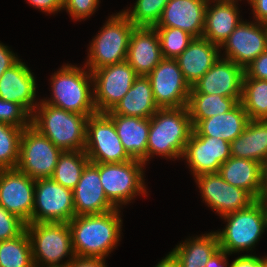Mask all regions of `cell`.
Masks as SVG:
<instances>
[{
    "instance_id": "obj_1",
    "label": "cell",
    "mask_w": 267,
    "mask_h": 267,
    "mask_svg": "<svg viewBox=\"0 0 267 267\" xmlns=\"http://www.w3.org/2000/svg\"><path fill=\"white\" fill-rule=\"evenodd\" d=\"M119 208L102 214L74 216L69 222L75 257L105 259L121 237Z\"/></svg>"
},
{
    "instance_id": "obj_2",
    "label": "cell",
    "mask_w": 267,
    "mask_h": 267,
    "mask_svg": "<svg viewBox=\"0 0 267 267\" xmlns=\"http://www.w3.org/2000/svg\"><path fill=\"white\" fill-rule=\"evenodd\" d=\"M193 126L188 108H159L150 118L147 161L154 154L165 158L182 157Z\"/></svg>"
},
{
    "instance_id": "obj_3",
    "label": "cell",
    "mask_w": 267,
    "mask_h": 267,
    "mask_svg": "<svg viewBox=\"0 0 267 267\" xmlns=\"http://www.w3.org/2000/svg\"><path fill=\"white\" fill-rule=\"evenodd\" d=\"M87 120L86 115L41 100L31 116V125L63 151H84Z\"/></svg>"
},
{
    "instance_id": "obj_4",
    "label": "cell",
    "mask_w": 267,
    "mask_h": 267,
    "mask_svg": "<svg viewBox=\"0 0 267 267\" xmlns=\"http://www.w3.org/2000/svg\"><path fill=\"white\" fill-rule=\"evenodd\" d=\"M88 72L74 65L62 66L57 73L51 76L52 99L43 101L87 117L96 114L93 91L90 90V86H93V78L89 69Z\"/></svg>"
},
{
    "instance_id": "obj_5",
    "label": "cell",
    "mask_w": 267,
    "mask_h": 267,
    "mask_svg": "<svg viewBox=\"0 0 267 267\" xmlns=\"http://www.w3.org/2000/svg\"><path fill=\"white\" fill-rule=\"evenodd\" d=\"M32 258L35 265L68 266L75 257L72 248V233L66 222H31L26 224ZM69 257L65 263L62 258ZM41 263V264H40Z\"/></svg>"
},
{
    "instance_id": "obj_6",
    "label": "cell",
    "mask_w": 267,
    "mask_h": 267,
    "mask_svg": "<svg viewBox=\"0 0 267 267\" xmlns=\"http://www.w3.org/2000/svg\"><path fill=\"white\" fill-rule=\"evenodd\" d=\"M135 26L122 13L112 15L104 24L89 48L84 67L93 72L101 67L127 60L130 35Z\"/></svg>"
},
{
    "instance_id": "obj_7",
    "label": "cell",
    "mask_w": 267,
    "mask_h": 267,
    "mask_svg": "<svg viewBox=\"0 0 267 267\" xmlns=\"http://www.w3.org/2000/svg\"><path fill=\"white\" fill-rule=\"evenodd\" d=\"M227 225L217 231L219 247L229 255L238 251L252 250L267 228L263 205L255 200L246 209L223 216Z\"/></svg>"
},
{
    "instance_id": "obj_8",
    "label": "cell",
    "mask_w": 267,
    "mask_h": 267,
    "mask_svg": "<svg viewBox=\"0 0 267 267\" xmlns=\"http://www.w3.org/2000/svg\"><path fill=\"white\" fill-rule=\"evenodd\" d=\"M139 160L99 163L100 181L107 199L116 207L127 204L136 195L146 192L143 167Z\"/></svg>"
},
{
    "instance_id": "obj_9",
    "label": "cell",
    "mask_w": 267,
    "mask_h": 267,
    "mask_svg": "<svg viewBox=\"0 0 267 267\" xmlns=\"http://www.w3.org/2000/svg\"><path fill=\"white\" fill-rule=\"evenodd\" d=\"M62 149L56 147L32 125L24 128L17 169L30 178H51Z\"/></svg>"
},
{
    "instance_id": "obj_10",
    "label": "cell",
    "mask_w": 267,
    "mask_h": 267,
    "mask_svg": "<svg viewBox=\"0 0 267 267\" xmlns=\"http://www.w3.org/2000/svg\"><path fill=\"white\" fill-rule=\"evenodd\" d=\"M84 152L92 163L133 160L124 149L113 120L106 113H96L88 117Z\"/></svg>"
},
{
    "instance_id": "obj_11",
    "label": "cell",
    "mask_w": 267,
    "mask_h": 267,
    "mask_svg": "<svg viewBox=\"0 0 267 267\" xmlns=\"http://www.w3.org/2000/svg\"><path fill=\"white\" fill-rule=\"evenodd\" d=\"M93 78V101L97 113L112 110L128 93L138 77L127 62L107 65L91 72Z\"/></svg>"
},
{
    "instance_id": "obj_12",
    "label": "cell",
    "mask_w": 267,
    "mask_h": 267,
    "mask_svg": "<svg viewBox=\"0 0 267 267\" xmlns=\"http://www.w3.org/2000/svg\"><path fill=\"white\" fill-rule=\"evenodd\" d=\"M75 216L73 190L52 178L35 179L31 222H66Z\"/></svg>"
},
{
    "instance_id": "obj_13",
    "label": "cell",
    "mask_w": 267,
    "mask_h": 267,
    "mask_svg": "<svg viewBox=\"0 0 267 267\" xmlns=\"http://www.w3.org/2000/svg\"><path fill=\"white\" fill-rule=\"evenodd\" d=\"M147 77L158 108L187 106L191 87L185 81L176 59L163 58Z\"/></svg>"
},
{
    "instance_id": "obj_14",
    "label": "cell",
    "mask_w": 267,
    "mask_h": 267,
    "mask_svg": "<svg viewBox=\"0 0 267 267\" xmlns=\"http://www.w3.org/2000/svg\"><path fill=\"white\" fill-rule=\"evenodd\" d=\"M203 201L223 217L246 209L255 199L244 189L226 182L218 173H204L195 177Z\"/></svg>"
},
{
    "instance_id": "obj_15",
    "label": "cell",
    "mask_w": 267,
    "mask_h": 267,
    "mask_svg": "<svg viewBox=\"0 0 267 267\" xmlns=\"http://www.w3.org/2000/svg\"><path fill=\"white\" fill-rule=\"evenodd\" d=\"M35 179L17 168L0 170V205L9 213L31 223Z\"/></svg>"
},
{
    "instance_id": "obj_16",
    "label": "cell",
    "mask_w": 267,
    "mask_h": 267,
    "mask_svg": "<svg viewBox=\"0 0 267 267\" xmlns=\"http://www.w3.org/2000/svg\"><path fill=\"white\" fill-rule=\"evenodd\" d=\"M225 57L245 69L255 58L267 50L266 24L241 21L222 43Z\"/></svg>"
},
{
    "instance_id": "obj_17",
    "label": "cell",
    "mask_w": 267,
    "mask_h": 267,
    "mask_svg": "<svg viewBox=\"0 0 267 267\" xmlns=\"http://www.w3.org/2000/svg\"><path fill=\"white\" fill-rule=\"evenodd\" d=\"M196 177L204 173H218L221 165L231 157L230 143L211 136H197L193 131L182 155Z\"/></svg>"
},
{
    "instance_id": "obj_18",
    "label": "cell",
    "mask_w": 267,
    "mask_h": 267,
    "mask_svg": "<svg viewBox=\"0 0 267 267\" xmlns=\"http://www.w3.org/2000/svg\"><path fill=\"white\" fill-rule=\"evenodd\" d=\"M244 69L233 61L219 58L191 87L190 93L241 98Z\"/></svg>"
},
{
    "instance_id": "obj_19",
    "label": "cell",
    "mask_w": 267,
    "mask_h": 267,
    "mask_svg": "<svg viewBox=\"0 0 267 267\" xmlns=\"http://www.w3.org/2000/svg\"><path fill=\"white\" fill-rule=\"evenodd\" d=\"M75 216L102 214L117 209L106 197L99 175V163L89 162L73 189Z\"/></svg>"
},
{
    "instance_id": "obj_20",
    "label": "cell",
    "mask_w": 267,
    "mask_h": 267,
    "mask_svg": "<svg viewBox=\"0 0 267 267\" xmlns=\"http://www.w3.org/2000/svg\"><path fill=\"white\" fill-rule=\"evenodd\" d=\"M35 97V77L19 60L0 77V99L21 105L32 116L38 106Z\"/></svg>"
},
{
    "instance_id": "obj_21",
    "label": "cell",
    "mask_w": 267,
    "mask_h": 267,
    "mask_svg": "<svg viewBox=\"0 0 267 267\" xmlns=\"http://www.w3.org/2000/svg\"><path fill=\"white\" fill-rule=\"evenodd\" d=\"M163 59L154 27H135L130 35L127 62L138 76H147Z\"/></svg>"
},
{
    "instance_id": "obj_22",
    "label": "cell",
    "mask_w": 267,
    "mask_h": 267,
    "mask_svg": "<svg viewBox=\"0 0 267 267\" xmlns=\"http://www.w3.org/2000/svg\"><path fill=\"white\" fill-rule=\"evenodd\" d=\"M208 0H170L154 27L179 28L194 38L202 37Z\"/></svg>"
},
{
    "instance_id": "obj_23",
    "label": "cell",
    "mask_w": 267,
    "mask_h": 267,
    "mask_svg": "<svg viewBox=\"0 0 267 267\" xmlns=\"http://www.w3.org/2000/svg\"><path fill=\"white\" fill-rule=\"evenodd\" d=\"M220 46L204 37L194 38L176 58L185 81L192 87L220 58Z\"/></svg>"
},
{
    "instance_id": "obj_24",
    "label": "cell",
    "mask_w": 267,
    "mask_h": 267,
    "mask_svg": "<svg viewBox=\"0 0 267 267\" xmlns=\"http://www.w3.org/2000/svg\"><path fill=\"white\" fill-rule=\"evenodd\" d=\"M106 114L113 120L118 137L129 156L146 164L150 119L114 114L111 110Z\"/></svg>"
},
{
    "instance_id": "obj_25",
    "label": "cell",
    "mask_w": 267,
    "mask_h": 267,
    "mask_svg": "<svg viewBox=\"0 0 267 267\" xmlns=\"http://www.w3.org/2000/svg\"><path fill=\"white\" fill-rule=\"evenodd\" d=\"M238 12L236 2L215 1L212 6L208 1L202 37L221 46L242 21Z\"/></svg>"
},
{
    "instance_id": "obj_26",
    "label": "cell",
    "mask_w": 267,
    "mask_h": 267,
    "mask_svg": "<svg viewBox=\"0 0 267 267\" xmlns=\"http://www.w3.org/2000/svg\"><path fill=\"white\" fill-rule=\"evenodd\" d=\"M249 120L248 114L239 102L227 113L200 120L192 131L197 136L216 137L231 143L242 134Z\"/></svg>"
},
{
    "instance_id": "obj_27",
    "label": "cell",
    "mask_w": 267,
    "mask_h": 267,
    "mask_svg": "<svg viewBox=\"0 0 267 267\" xmlns=\"http://www.w3.org/2000/svg\"><path fill=\"white\" fill-rule=\"evenodd\" d=\"M262 164L231 156L219 168L218 174L229 184L247 191L255 200L261 192Z\"/></svg>"
},
{
    "instance_id": "obj_28",
    "label": "cell",
    "mask_w": 267,
    "mask_h": 267,
    "mask_svg": "<svg viewBox=\"0 0 267 267\" xmlns=\"http://www.w3.org/2000/svg\"><path fill=\"white\" fill-rule=\"evenodd\" d=\"M158 109L149 78L138 76L128 93L111 111L114 114L150 119Z\"/></svg>"
},
{
    "instance_id": "obj_29",
    "label": "cell",
    "mask_w": 267,
    "mask_h": 267,
    "mask_svg": "<svg viewBox=\"0 0 267 267\" xmlns=\"http://www.w3.org/2000/svg\"><path fill=\"white\" fill-rule=\"evenodd\" d=\"M231 156L263 163L267 159V120H249L230 143Z\"/></svg>"
},
{
    "instance_id": "obj_30",
    "label": "cell",
    "mask_w": 267,
    "mask_h": 267,
    "mask_svg": "<svg viewBox=\"0 0 267 267\" xmlns=\"http://www.w3.org/2000/svg\"><path fill=\"white\" fill-rule=\"evenodd\" d=\"M220 249L216 232L188 239L171 251L181 267H205L211 256Z\"/></svg>"
},
{
    "instance_id": "obj_31",
    "label": "cell",
    "mask_w": 267,
    "mask_h": 267,
    "mask_svg": "<svg viewBox=\"0 0 267 267\" xmlns=\"http://www.w3.org/2000/svg\"><path fill=\"white\" fill-rule=\"evenodd\" d=\"M240 100L241 98L190 93L187 108L192 126L194 127L202 119L229 112L240 102Z\"/></svg>"
},
{
    "instance_id": "obj_32",
    "label": "cell",
    "mask_w": 267,
    "mask_h": 267,
    "mask_svg": "<svg viewBox=\"0 0 267 267\" xmlns=\"http://www.w3.org/2000/svg\"><path fill=\"white\" fill-rule=\"evenodd\" d=\"M240 103L250 120H267V80L249 78L244 73Z\"/></svg>"
},
{
    "instance_id": "obj_33",
    "label": "cell",
    "mask_w": 267,
    "mask_h": 267,
    "mask_svg": "<svg viewBox=\"0 0 267 267\" xmlns=\"http://www.w3.org/2000/svg\"><path fill=\"white\" fill-rule=\"evenodd\" d=\"M89 162L84 151H63L51 178L58 184L73 190Z\"/></svg>"
},
{
    "instance_id": "obj_34",
    "label": "cell",
    "mask_w": 267,
    "mask_h": 267,
    "mask_svg": "<svg viewBox=\"0 0 267 267\" xmlns=\"http://www.w3.org/2000/svg\"><path fill=\"white\" fill-rule=\"evenodd\" d=\"M32 247L25 230L10 240L0 241V267H33Z\"/></svg>"
},
{
    "instance_id": "obj_35",
    "label": "cell",
    "mask_w": 267,
    "mask_h": 267,
    "mask_svg": "<svg viewBox=\"0 0 267 267\" xmlns=\"http://www.w3.org/2000/svg\"><path fill=\"white\" fill-rule=\"evenodd\" d=\"M23 130L0 122V170L17 167Z\"/></svg>"
},
{
    "instance_id": "obj_36",
    "label": "cell",
    "mask_w": 267,
    "mask_h": 267,
    "mask_svg": "<svg viewBox=\"0 0 267 267\" xmlns=\"http://www.w3.org/2000/svg\"><path fill=\"white\" fill-rule=\"evenodd\" d=\"M170 0H137L132 10L121 11L135 27H154Z\"/></svg>"
},
{
    "instance_id": "obj_37",
    "label": "cell",
    "mask_w": 267,
    "mask_h": 267,
    "mask_svg": "<svg viewBox=\"0 0 267 267\" xmlns=\"http://www.w3.org/2000/svg\"><path fill=\"white\" fill-rule=\"evenodd\" d=\"M160 39L163 58L176 59L194 39L189 33L175 27H154Z\"/></svg>"
},
{
    "instance_id": "obj_38",
    "label": "cell",
    "mask_w": 267,
    "mask_h": 267,
    "mask_svg": "<svg viewBox=\"0 0 267 267\" xmlns=\"http://www.w3.org/2000/svg\"><path fill=\"white\" fill-rule=\"evenodd\" d=\"M0 122L24 129L31 125V115L21 105L0 99Z\"/></svg>"
},
{
    "instance_id": "obj_39",
    "label": "cell",
    "mask_w": 267,
    "mask_h": 267,
    "mask_svg": "<svg viewBox=\"0 0 267 267\" xmlns=\"http://www.w3.org/2000/svg\"><path fill=\"white\" fill-rule=\"evenodd\" d=\"M25 230L26 223L0 205V241L16 238Z\"/></svg>"
},
{
    "instance_id": "obj_40",
    "label": "cell",
    "mask_w": 267,
    "mask_h": 267,
    "mask_svg": "<svg viewBox=\"0 0 267 267\" xmlns=\"http://www.w3.org/2000/svg\"><path fill=\"white\" fill-rule=\"evenodd\" d=\"M98 5L99 0H64L63 9L65 8L74 20H81L89 18Z\"/></svg>"
},
{
    "instance_id": "obj_41",
    "label": "cell",
    "mask_w": 267,
    "mask_h": 267,
    "mask_svg": "<svg viewBox=\"0 0 267 267\" xmlns=\"http://www.w3.org/2000/svg\"><path fill=\"white\" fill-rule=\"evenodd\" d=\"M249 78L267 80V50L255 58L245 69Z\"/></svg>"
},
{
    "instance_id": "obj_42",
    "label": "cell",
    "mask_w": 267,
    "mask_h": 267,
    "mask_svg": "<svg viewBox=\"0 0 267 267\" xmlns=\"http://www.w3.org/2000/svg\"><path fill=\"white\" fill-rule=\"evenodd\" d=\"M20 59H18L15 54L10 51L8 46L0 43V77L3 73L15 65Z\"/></svg>"
},
{
    "instance_id": "obj_43",
    "label": "cell",
    "mask_w": 267,
    "mask_h": 267,
    "mask_svg": "<svg viewBox=\"0 0 267 267\" xmlns=\"http://www.w3.org/2000/svg\"><path fill=\"white\" fill-rule=\"evenodd\" d=\"M33 7L47 13L63 10L64 0H27Z\"/></svg>"
},
{
    "instance_id": "obj_44",
    "label": "cell",
    "mask_w": 267,
    "mask_h": 267,
    "mask_svg": "<svg viewBox=\"0 0 267 267\" xmlns=\"http://www.w3.org/2000/svg\"><path fill=\"white\" fill-rule=\"evenodd\" d=\"M255 21L267 24V0H250Z\"/></svg>"
},
{
    "instance_id": "obj_45",
    "label": "cell",
    "mask_w": 267,
    "mask_h": 267,
    "mask_svg": "<svg viewBox=\"0 0 267 267\" xmlns=\"http://www.w3.org/2000/svg\"><path fill=\"white\" fill-rule=\"evenodd\" d=\"M105 259L74 257L67 267H106Z\"/></svg>"
},
{
    "instance_id": "obj_46",
    "label": "cell",
    "mask_w": 267,
    "mask_h": 267,
    "mask_svg": "<svg viewBox=\"0 0 267 267\" xmlns=\"http://www.w3.org/2000/svg\"><path fill=\"white\" fill-rule=\"evenodd\" d=\"M230 267H261V258L255 255H241L236 258Z\"/></svg>"
},
{
    "instance_id": "obj_47",
    "label": "cell",
    "mask_w": 267,
    "mask_h": 267,
    "mask_svg": "<svg viewBox=\"0 0 267 267\" xmlns=\"http://www.w3.org/2000/svg\"><path fill=\"white\" fill-rule=\"evenodd\" d=\"M227 255L229 254L225 250L219 249L211 256L205 267H230L227 262Z\"/></svg>"
},
{
    "instance_id": "obj_48",
    "label": "cell",
    "mask_w": 267,
    "mask_h": 267,
    "mask_svg": "<svg viewBox=\"0 0 267 267\" xmlns=\"http://www.w3.org/2000/svg\"><path fill=\"white\" fill-rule=\"evenodd\" d=\"M155 267H181V265L175 255L169 252Z\"/></svg>"
},
{
    "instance_id": "obj_49",
    "label": "cell",
    "mask_w": 267,
    "mask_h": 267,
    "mask_svg": "<svg viewBox=\"0 0 267 267\" xmlns=\"http://www.w3.org/2000/svg\"><path fill=\"white\" fill-rule=\"evenodd\" d=\"M261 192L259 198H267V159L262 163Z\"/></svg>"
},
{
    "instance_id": "obj_50",
    "label": "cell",
    "mask_w": 267,
    "mask_h": 267,
    "mask_svg": "<svg viewBox=\"0 0 267 267\" xmlns=\"http://www.w3.org/2000/svg\"><path fill=\"white\" fill-rule=\"evenodd\" d=\"M258 200L263 205V208L265 210L266 219H267V198H259Z\"/></svg>"
},
{
    "instance_id": "obj_51",
    "label": "cell",
    "mask_w": 267,
    "mask_h": 267,
    "mask_svg": "<svg viewBox=\"0 0 267 267\" xmlns=\"http://www.w3.org/2000/svg\"><path fill=\"white\" fill-rule=\"evenodd\" d=\"M261 267H267V257L265 256L261 258Z\"/></svg>"
},
{
    "instance_id": "obj_52",
    "label": "cell",
    "mask_w": 267,
    "mask_h": 267,
    "mask_svg": "<svg viewBox=\"0 0 267 267\" xmlns=\"http://www.w3.org/2000/svg\"><path fill=\"white\" fill-rule=\"evenodd\" d=\"M208 1H210V0H208ZM215 1H224V2H237L238 0H211L210 2H215ZM248 1H250V0H248Z\"/></svg>"
},
{
    "instance_id": "obj_53",
    "label": "cell",
    "mask_w": 267,
    "mask_h": 267,
    "mask_svg": "<svg viewBox=\"0 0 267 267\" xmlns=\"http://www.w3.org/2000/svg\"><path fill=\"white\" fill-rule=\"evenodd\" d=\"M33 267H40V265H35ZM43 267V266H42ZM45 267V266H44ZM46 267H67V266H46Z\"/></svg>"
}]
</instances>
